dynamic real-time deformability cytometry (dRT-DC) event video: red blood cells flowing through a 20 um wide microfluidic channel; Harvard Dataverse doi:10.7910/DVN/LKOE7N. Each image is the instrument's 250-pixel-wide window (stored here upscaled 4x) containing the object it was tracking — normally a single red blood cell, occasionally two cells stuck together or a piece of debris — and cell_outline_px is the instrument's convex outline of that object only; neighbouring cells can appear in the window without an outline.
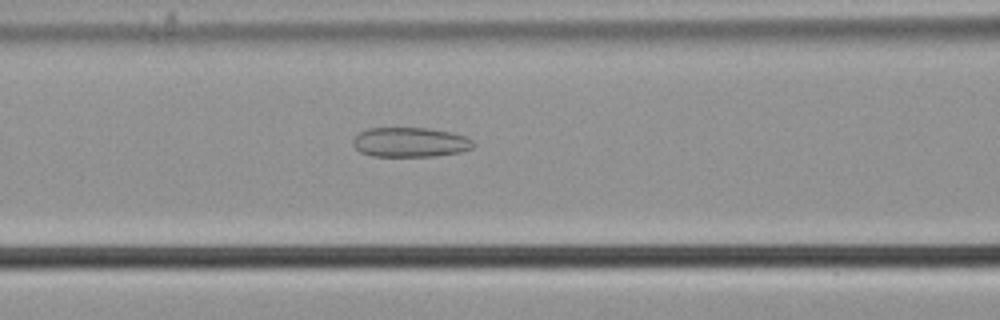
{"species": "common noctule bat (a hibernating species)", "species_latin": "Nyctalus noctula", "temperature_condition": "cold", "stored_images_in_passage": 40, "camera_frame_rate_fps": 3000, "um_per_image_px": 0.085, "animal": {"sex": "male", "body_mass_g": 21.5, "forearm_length_mm": 52.0}, "frame": {"image": 1, "passage_image": 8, "time_ms": 2.333, "image_size_px": [1000, 320], "cell_outline_px": [[476, 144], [472, 148], [460, 152], [436, 156], [372, 156], [360, 152], [352, 144], [352, 140], [360, 132], [368, 128], [428, 128], [452, 132], [464, 136], [472, 140]], "centroid_in_image_um": [34.87, 12.09], "position_along_channel_um": 131.7, "area_um2": 20.87}}
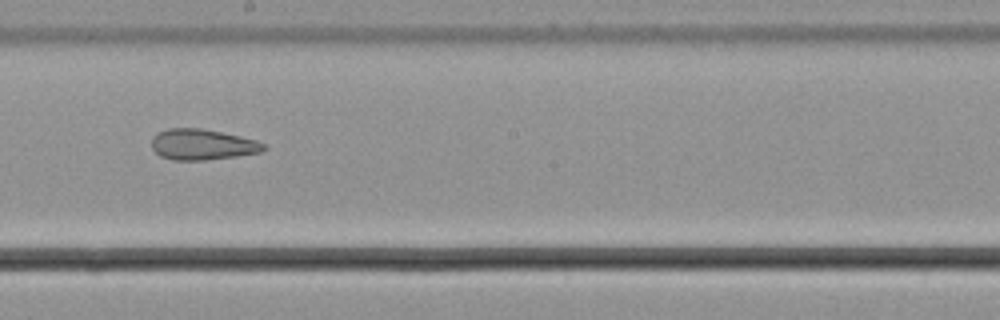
{"frame": {"image": 2, "passage_image": 16, "time_ms": 5.0, "image_size_px": [1000, 320], "cell_outline_px": [[268, 148], [260, 152], [236, 156], [204, 160], [172, 160], [160, 156], [152, 148], [152, 140], [156, 132], [168, 128], [204, 128], [240, 136], [256, 140], [264, 144]], "centroid_in_image_um": [17.19, 12.27], "position_along_channel_um": 231.0, "area_um2": 20.17}}
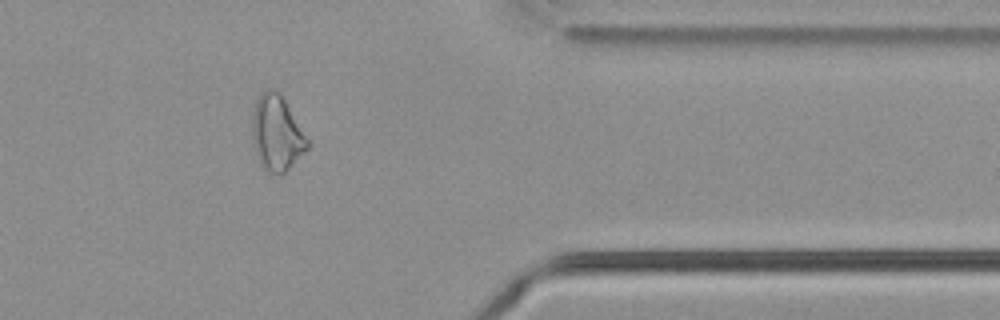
{"frame": {"image": 3, "passage_image": 30, "time_ms": 9.667, "image_size_px": [1000, 320], "cell_outline_px": [[312, 144], [284, 172], [272, 172], [264, 168], [260, 164], [256, 152], [252, 136], [252, 112], [256, 100], [260, 92], [264, 88], [272, 88], [280, 92]], "centroid_in_image_um": [23.52, 11.24], "position_along_channel_um": 387.9, "area_um2": 24.22}, "authors_computed_cell_mechanics": {"area_um2": 21.7039, "velocity_mm_per_s": 3.7237, "shape_relaxation_time_tau1_ms": null, "shape_relaxation_time_tau2_ms": 3.3671, "deformation_change_tau1": null, "deformation_change_tau2": 0.121}}